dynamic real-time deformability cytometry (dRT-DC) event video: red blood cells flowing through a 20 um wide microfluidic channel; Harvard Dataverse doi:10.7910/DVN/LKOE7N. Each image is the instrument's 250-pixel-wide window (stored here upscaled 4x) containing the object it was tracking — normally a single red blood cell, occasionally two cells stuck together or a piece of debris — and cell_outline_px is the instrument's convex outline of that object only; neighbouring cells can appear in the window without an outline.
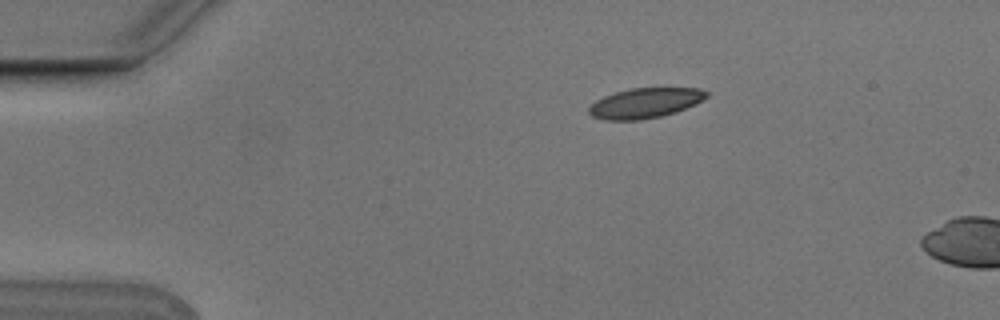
{"species": "Egyptian fruit bat (a non-hibernating species)", "species_latin": "Rousettus aegyptiacus", "temperature_condition": "cold", "stored_images_in_passage": 3, "camera_frame_rate_fps": 3000, "um_per_image_px": 0.085, "animal": {"sex": "male"}, "frame": {"image": 1, "passage_image": 2, "time_ms": 0.333, "image_size_px": [1000, 320], "cell_outline_px": [[708, 96], [676, 112], [660, 116], [640, 120], [604, 120], [592, 116], [588, 112], [588, 108], [596, 100], [604, 96], [616, 92], [632, 88], [700, 88], [708, 92]], "centroid_in_image_um": [54.79, 8.76], "position_along_channel_um": 30.2, "area_um2": 20.35}}